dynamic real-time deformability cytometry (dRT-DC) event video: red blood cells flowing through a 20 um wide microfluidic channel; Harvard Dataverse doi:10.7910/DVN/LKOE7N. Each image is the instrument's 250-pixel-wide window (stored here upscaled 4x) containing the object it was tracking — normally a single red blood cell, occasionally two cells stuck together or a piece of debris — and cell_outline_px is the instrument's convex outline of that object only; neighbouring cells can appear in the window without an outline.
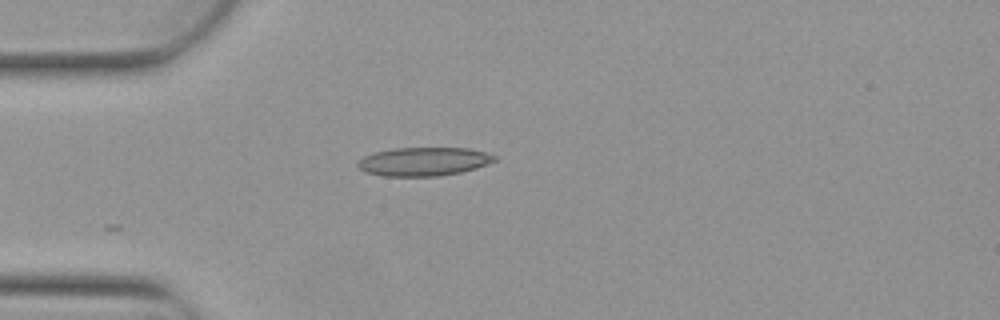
{"species": "Egyptian fruit bat (a non-hibernating species)", "species_latin": "Rousettus aegyptiacus", "temperature_condition": "warm", "stored_images_in_passage": 5, "camera_frame_rate_fps": 3000, "um_per_image_px": 0.085, "animal": {"sex": "female"}, "frame": {"image": 1, "passage_image": 5, "time_ms": 1.333, "image_size_px": [1000, 320], "cell_outline_px": [[496, 160], [476, 168], [460, 172], [440, 176], [384, 176], [364, 172], [356, 164], [364, 156], [372, 152], [392, 148], [468, 148], [484, 152], [496, 156]], "centroid_in_image_um": [35.98, 13.73], "position_along_channel_um": 49.0, "area_um2": 22.77}}